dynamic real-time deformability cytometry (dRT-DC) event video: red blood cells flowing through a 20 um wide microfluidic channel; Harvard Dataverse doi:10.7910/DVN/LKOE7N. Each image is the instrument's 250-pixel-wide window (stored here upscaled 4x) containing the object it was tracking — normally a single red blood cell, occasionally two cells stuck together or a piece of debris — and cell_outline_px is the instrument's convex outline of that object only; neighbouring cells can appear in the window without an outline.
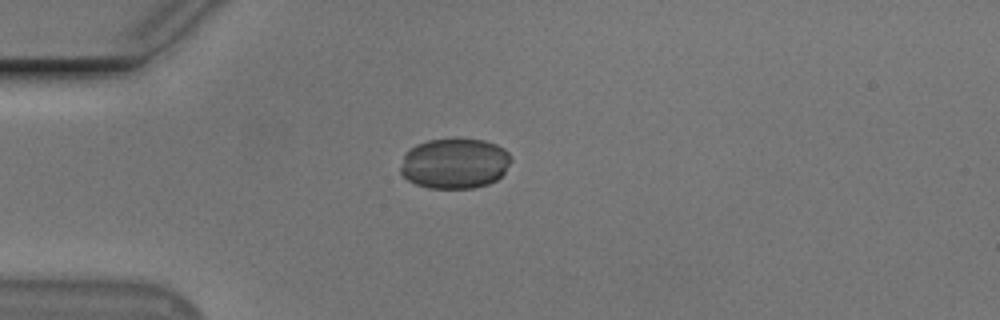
{"species": "Egyptian fruit bat (a non-hibernating species)", "species_latin": "Rousettus aegyptiacus", "temperature_condition": "cold", "stored_images_in_passage": 41, "camera_frame_rate_fps": 3000, "um_per_image_px": 0.085, "animal": {"sex": "male"}, "frame": {"image": 1, "passage_image": 1, "time_ms": 0.0, "image_size_px": [1000, 320], "cell_outline_px": [[512, 160], [504, 172], [496, 180], [488, 184], [476, 188], [428, 188], [416, 184], [408, 180], [400, 172], [400, 168], [404, 156], [416, 144], [428, 140], [456, 136], [460, 136], [484, 140], [496, 144], [504, 148], [512, 156]], "centroid_in_image_um": [38.68, 13.85], "position_along_channel_um": 46.3, "area_um2": 33.12}}
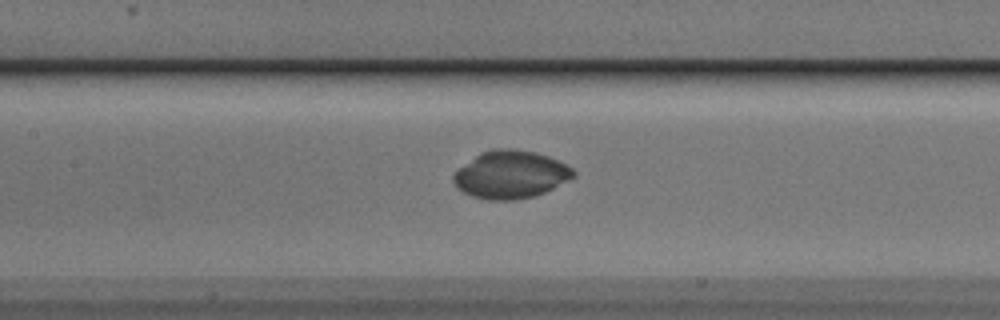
{"frame": {"image": 2, "passage_image": 12, "time_ms": 3.667, "image_size_px": [1000, 320], "cell_outline_px": [[576, 176], [536, 196], [512, 200], [488, 200], [472, 196], [456, 188], [452, 180], [452, 176], [460, 168], [480, 152], [492, 148], [512, 148], [536, 152], [548, 156], [572, 168], [576, 172]], "centroid_in_image_um": [43.39, 14.83], "position_along_channel_um": 164.0, "area_um2": 33.35}}
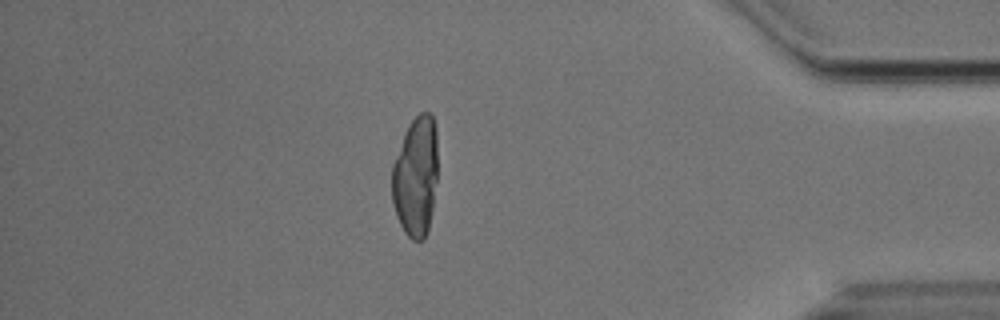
{"frame": {"image": 3, "passage_image": 34, "time_ms": 11.0, "image_size_px": [1000, 320], "cell_outline_px": [[436, 180], [432, 208], [428, 228], [424, 240], [412, 240], [404, 232], [396, 216], [392, 200], [392, 164], [408, 124], [420, 112], [432, 112], [436, 128]], "centroid_in_image_um": [35.32, 14.98], "position_along_channel_um": 399.9, "area_um2": 32.02}}